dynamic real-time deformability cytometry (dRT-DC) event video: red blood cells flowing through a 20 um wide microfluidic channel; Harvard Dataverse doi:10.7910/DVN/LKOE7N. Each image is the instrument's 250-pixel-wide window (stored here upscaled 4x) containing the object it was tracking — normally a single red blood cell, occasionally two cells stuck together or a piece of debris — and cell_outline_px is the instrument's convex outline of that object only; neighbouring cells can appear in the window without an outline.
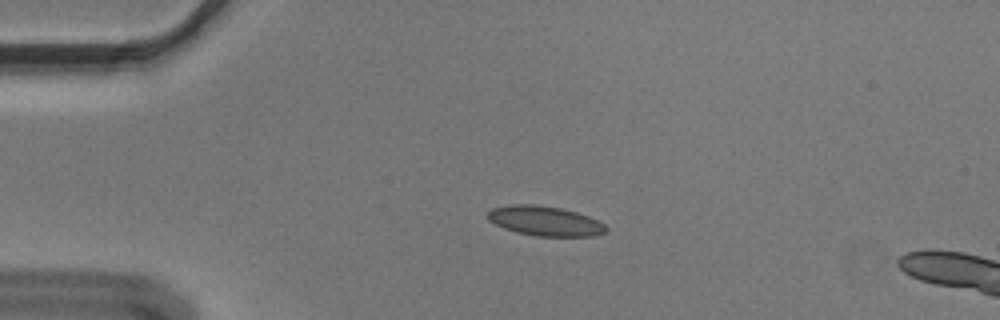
{"species": "Egyptian fruit bat (a non-hibernating species)", "species_latin": "Rousettus aegyptiacus", "temperature_condition": "cold", "stored_images_in_passage": 6, "camera_frame_rate_fps": 3000, "um_per_image_px": 0.085, "animal": {"sex": "male"}, "frame": {"image": 1, "passage_image": 1, "time_ms": 0.0, "image_size_px": [1000, 320], "cell_outline_px": [[608, 228], [604, 232], [596, 236], [536, 236], [516, 232], [504, 228], [488, 220], [488, 212], [492, 208], [508, 204], [536, 204], [560, 208], [576, 212], [588, 216], [604, 224]], "centroid_in_image_um": [46.3, 18.78], "position_along_channel_um": 38.7, "area_um2": 20.46}}